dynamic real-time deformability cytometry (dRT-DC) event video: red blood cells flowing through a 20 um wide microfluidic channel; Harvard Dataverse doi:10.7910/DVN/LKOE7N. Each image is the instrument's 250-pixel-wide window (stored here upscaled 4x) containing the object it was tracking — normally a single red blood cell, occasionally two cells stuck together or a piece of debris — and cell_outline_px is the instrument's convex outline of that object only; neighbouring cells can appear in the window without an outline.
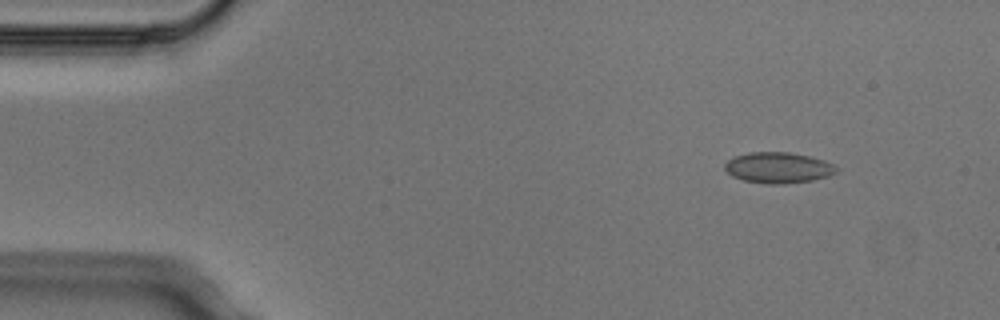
{"species": "Egyptian fruit bat (a non-hibernating species)", "species_latin": "Rousettus aegyptiacus", "temperature_condition": "cold", "stored_images_in_passage": 3, "camera_frame_rate_fps": 3000, "um_per_image_px": 0.085, "animal": {"sex": "male"}, "frame": {"image": 1, "passage_image": 1, "time_ms": 0.0, "image_size_px": [1000, 320], "cell_outline_px": [[840, 168], [836, 172], [828, 176], [812, 180], [784, 184], [768, 184], [744, 180], [732, 176], [724, 168], [724, 164], [732, 156], [748, 152], [788, 152], [808, 156], [824, 160]], "centroid_in_image_um": [66.13, 14.25], "position_along_channel_um": 18.9, "area_um2": 20.11}}